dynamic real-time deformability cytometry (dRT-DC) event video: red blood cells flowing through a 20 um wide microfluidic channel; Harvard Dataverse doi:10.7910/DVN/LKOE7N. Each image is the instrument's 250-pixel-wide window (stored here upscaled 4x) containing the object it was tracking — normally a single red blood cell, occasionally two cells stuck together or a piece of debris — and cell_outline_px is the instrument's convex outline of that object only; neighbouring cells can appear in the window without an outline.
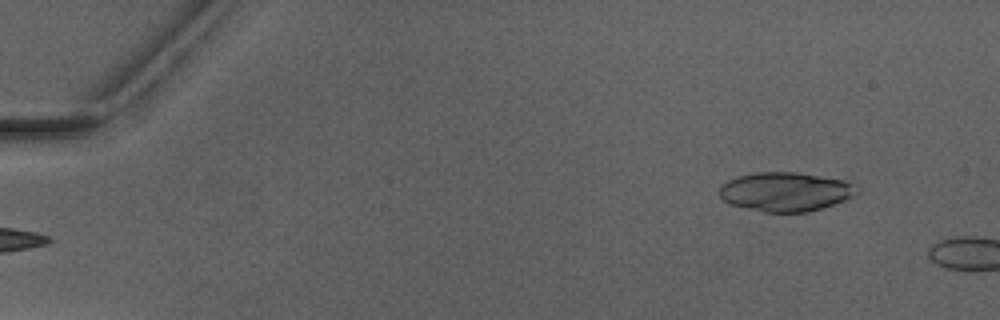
{"species": "Egyptian fruit bat (a non-hibernating species)", "species_latin": "Rousettus aegyptiacus", "temperature_condition": "warm", "stored_images_in_passage": 5, "camera_frame_rate_fps": 3000, "um_per_image_px": 0.085, "animal": {"sex": "male"}, "frame": {"image": 1, "passage_image": 5, "time_ms": 5.667, "image_size_px": [1000, 320], "cell_outline_px": [[860, 192], [844, 200], [808, 212], [764, 212], [728, 204], [720, 196], [720, 188], [728, 180], [740, 176], [756, 172], [796, 172], [844, 180], [852, 184]], "centroid_in_image_um": [66.75, 16.3], "position_along_channel_um": 18.2, "area_um2": 30.98}}